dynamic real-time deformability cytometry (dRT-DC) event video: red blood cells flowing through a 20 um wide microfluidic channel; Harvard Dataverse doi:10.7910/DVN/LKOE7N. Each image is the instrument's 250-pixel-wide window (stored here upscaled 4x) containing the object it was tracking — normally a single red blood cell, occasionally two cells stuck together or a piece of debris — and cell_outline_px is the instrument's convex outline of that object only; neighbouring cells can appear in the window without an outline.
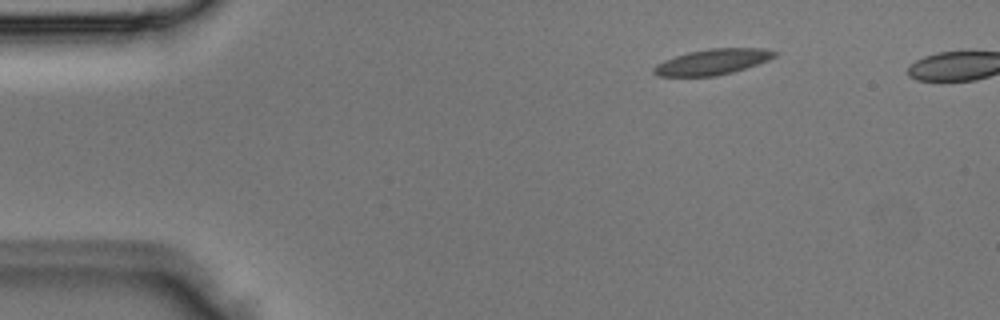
{"species": "Egyptian fruit bat (a non-hibernating species)", "species_latin": "Rousettus aegyptiacus", "temperature_condition": "room temperature", "stored_images_in_passage": 3, "camera_frame_rate_fps": 3000, "um_per_image_px": 0.085, "animal": {"sex": "male"}, "frame": {"image": 1, "passage_image": 1, "time_ms": 0.0, "image_size_px": [1000, 320], "cell_outline_px": [[780, 52], [776, 56], [768, 60], [732, 72], [716, 76], [656, 76], [652, 72], [652, 68], [656, 64], [664, 60], [688, 52], [708, 48], [764, 48]], "centroid_in_image_um": [60.55, 5.25], "position_along_channel_um": 24.4, "area_um2": 18.09}}